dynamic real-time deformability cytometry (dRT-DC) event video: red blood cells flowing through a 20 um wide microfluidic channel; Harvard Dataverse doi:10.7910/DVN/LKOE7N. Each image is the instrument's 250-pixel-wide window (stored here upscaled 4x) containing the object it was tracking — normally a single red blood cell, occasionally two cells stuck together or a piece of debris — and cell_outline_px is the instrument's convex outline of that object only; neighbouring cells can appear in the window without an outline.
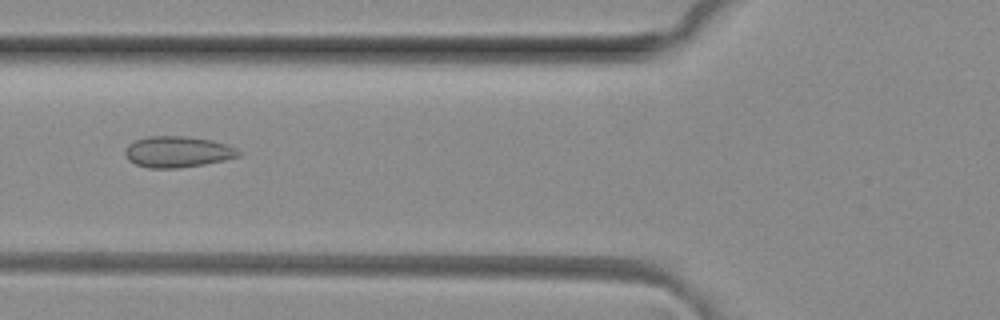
{"species": "common noctule bat (a hibernating species)", "species_latin": "Nyctalus noctula", "temperature_condition": "room temperature", "stored_images_in_passage": 4, "camera_frame_rate_fps": 3000, "um_per_image_px": 0.085, "animal": {"sex": "female", "body_mass_g": 29.2, "forearm_length_mm": 56.3}, "frame": {"image": 1, "passage_image": 4, "time_ms": 1.0, "image_size_px": [1000, 320], "cell_outline_px": [[244, 152], [240, 156], [224, 160], [204, 164], [176, 168], [148, 168], [136, 164], [128, 160], [124, 156], [124, 152], [128, 144], [136, 140], [148, 136], [184, 136], [212, 140], [228, 144]], "centroid_in_image_um": [15.11, 12.9], "position_along_channel_um": 110.7, "area_um2": 20.75}}